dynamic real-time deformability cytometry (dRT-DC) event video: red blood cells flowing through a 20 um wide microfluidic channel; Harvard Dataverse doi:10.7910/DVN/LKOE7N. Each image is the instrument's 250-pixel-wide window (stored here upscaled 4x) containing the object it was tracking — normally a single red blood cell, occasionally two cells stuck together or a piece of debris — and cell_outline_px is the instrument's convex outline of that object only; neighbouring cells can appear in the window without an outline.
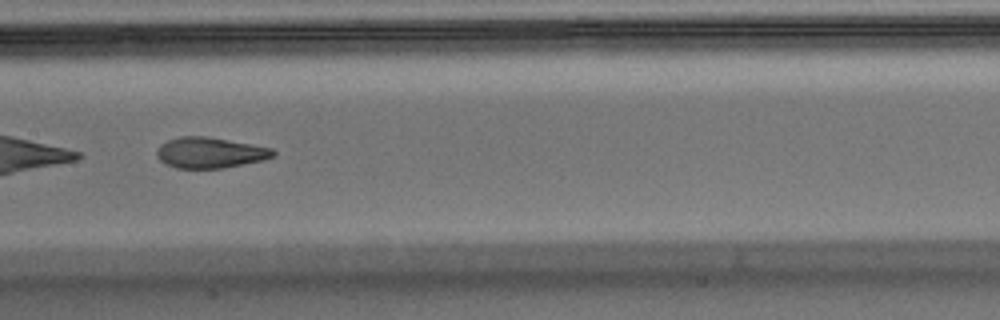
{"species": "Egyptian fruit bat (a non-hibernating species)", "species_latin": "Rousettus aegyptiacus", "temperature_condition": "warm", "stored_images_in_passage": 32, "camera_frame_rate_fps": 3000, "um_per_image_px": 0.085, "animal": {"sex": "male"}, "frame": {"image": 1, "passage_image": 10, "time_ms": 3.0, "image_size_px": [1000, 320], "cell_outline_px": [[276, 152], [272, 156], [264, 160], [224, 168], [176, 168], [164, 164], [156, 156], [156, 152], [160, 144], [168, 140], [180, 136], [204, 136], [252, 144], [272, 148]], "centroid_in_image_um": [17.82, 12.98], "position_along_channel_um": 189.6, "area_um2": 20.87}}